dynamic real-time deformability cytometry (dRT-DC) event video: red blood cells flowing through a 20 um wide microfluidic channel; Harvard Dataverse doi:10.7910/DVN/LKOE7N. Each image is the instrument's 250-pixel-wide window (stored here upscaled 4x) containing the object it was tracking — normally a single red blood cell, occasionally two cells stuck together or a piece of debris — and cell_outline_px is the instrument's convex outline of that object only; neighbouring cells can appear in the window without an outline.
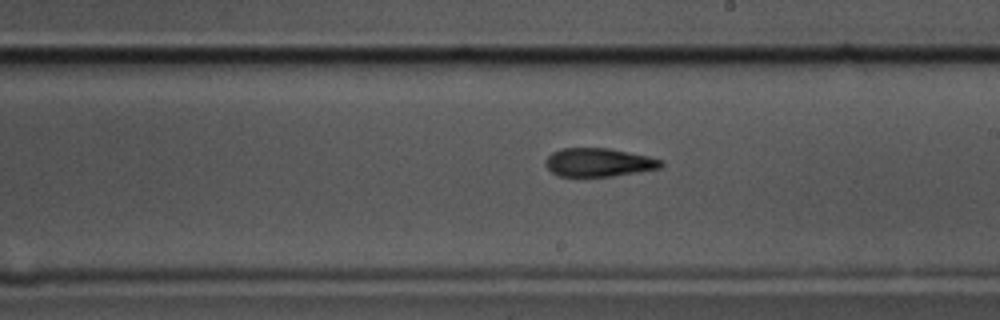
{"species": "common noctule bat (a hibernating species)", "species_latin": "Nyctalus noctula", "temperature_condition": "cold", "stored_images_in_passage": 33, "camera_frame_rate_fps": 3000, "um_per_image_px": 0.085, "animal": {"sex": "male", "body_mass_g": 17.5, "forearm_length_mm": 52.3}, "frame": {"image": 1, "passage_image": 20, "time_ms": 6.333, "image_size_px": [1000, 320], "cell_outline_px": [[664, 164], [660, 168], [612, 176], [560, 176], [552, 172], [544, 164], [544, 160], [552, 152], [560, 148], [612, 148], [648, 156], [664, 160]], "centroid_in_image_um": [50.89, 13.79], "position_along_channel_um": 238.1, "area_um2": 19.25}}
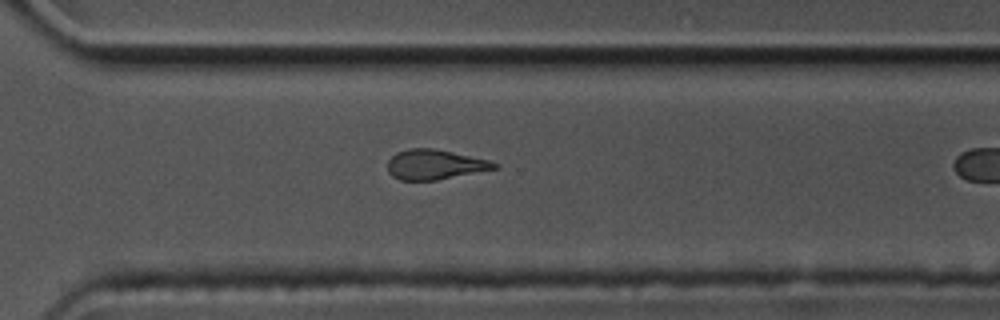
{"frame": {"image": 2, "passage_image": 28, "time_ms": 9.0, "image_size_px": [1000, 320], "cell_outline_px": [[500, 164], [496, 168], [436, 180], [400, 180], [392, 176], [388, 172], [388, 160], [396, 152], [408, 148], [432, 148], [452, 152], [488, 160]], "centroid_in_image_um": [36.91, 13.98], "position_along_channel_um": 333.7, "area_um2": 18.38}}
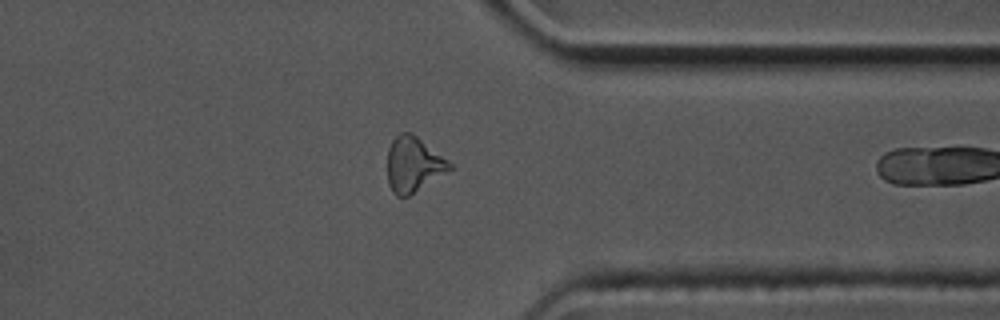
{"frame": {"image": 3, "passage_image": 32, "time_ms": 10.333, "image_size_px": [1000, 320], "cell_outline_px": [[452, 168], [408, 196], [396, 196], [392, 192], [388, 184], [388, 148], [392, 140], [400, 132], [412, 132], [448, 160], [452, 164]], "centroid_in_image_um": [35.11, 13.96], "position_along_channel_um": 376.3, "area_um2": 19.77}}